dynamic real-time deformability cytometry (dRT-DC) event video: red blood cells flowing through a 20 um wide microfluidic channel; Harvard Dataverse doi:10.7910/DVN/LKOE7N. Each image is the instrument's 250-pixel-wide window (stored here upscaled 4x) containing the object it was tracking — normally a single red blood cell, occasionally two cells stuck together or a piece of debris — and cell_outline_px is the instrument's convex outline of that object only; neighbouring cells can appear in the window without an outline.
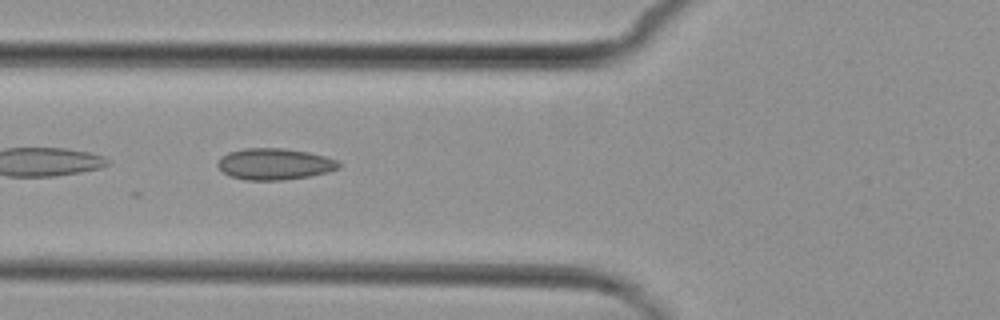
{"species": "common noctule bat (a hibernating species)", "species_latin": "Nyctalus noctula", "temperature_condition": "cold", "stored_images_in_passage": 5, "camera_frame_rate_fps": 3000, "um_per_image_px": 0.085, "animal": {"sex": "female", "body_mass_g": 29.2, "forearm_length_mm": 56.3}, "frame": {"image": 1, "passage_image": 3, "time_ms": 2.333, "image_size_px": [1000, 320], "cell_outline_px": [[340, 168], [328, 172], [308, 176], [280, 180], [244, 180], [228, 176], [216, 164], [228, 152], [244, 148], [284, 148], [308, 152], [324, 156], [336, 160], [340, 164]], "centroid_in_image_um": [23.33, 13.94], "position_along_channel_um": 102.5, "area_um2": 22.02}}
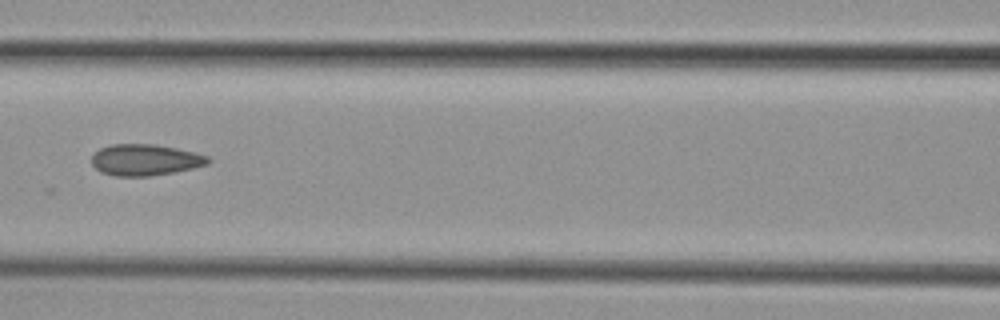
{"frame": {"image": 2, "passage_image": 4, "time_ms": 3.667, "image_size_px": [1000, 320], "cell_outline_px": [[212, 160], [208, 164], [192, 168], [172, 172], [148, 176], [116, 176], [100, 172], [92, 164], [92, 156], [100, 148], [112, 144], [156, 144], [176, 148], [208, 156]], "centroid_in_image_um": [12.33, 13.58], "position_along_channel_um": 154.3, "area_um2": 21.1}}
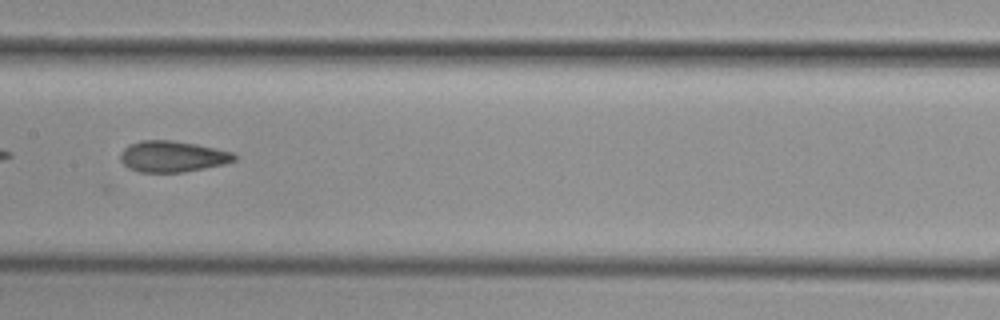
{"frame": {"image": 3, "passage_image": 5, "time_ms": 4.667, "image_size_px": [1000, 320], "cell_outline_px": [[236, 160], [224, 164], [184, 172], [140, 172], [128, 168], [120, 160], [120, 156], [124, 148], [128, 144], [140, 140], [172, 140], [196, 144], [232, 152], [236, 156]], "centroid_in_image_um": [14.63, 13.29], "position_along_channel_um": 192.8, "area_um2": 20.63}}